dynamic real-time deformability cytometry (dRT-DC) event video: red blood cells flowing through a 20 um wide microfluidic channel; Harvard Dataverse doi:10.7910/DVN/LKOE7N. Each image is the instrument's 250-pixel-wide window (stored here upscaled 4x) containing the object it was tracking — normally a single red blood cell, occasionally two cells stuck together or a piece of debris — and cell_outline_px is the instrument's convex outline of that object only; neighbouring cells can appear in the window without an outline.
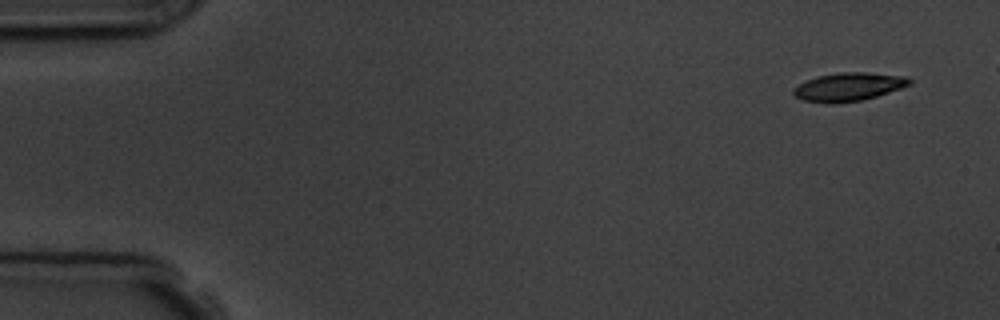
{"species": "common noctule bat (a hibernating species)", "species_latin": "Nyctalus noctula", "temperature_condition": "room temperature", "stored_images_in_passage": 15, "camera_frame_rate_fps": 3000, "um_per_image_px": 0.085, "animal": {"sex": "male", "body_mass_g": 19.5, "forearm_length_mm": 54.6}, "frame": {"image": 1, "passage_image": 1, "time_ms": 0.0, "image_size_px": [1000, 320], "cell_outline_px": [[912, 84], [876, 96], [860, 100], [836, 104], [832, 104], [804, 100], [796, 96], [792, 92], [792, 88], [816, 76], [840, 72], [864, 72], [904, 76], [912, 80]], "centroid_in_image_um": [72.12, 7.38], "position_along_channel_um": 12.9, "area_um2": 19.02}}